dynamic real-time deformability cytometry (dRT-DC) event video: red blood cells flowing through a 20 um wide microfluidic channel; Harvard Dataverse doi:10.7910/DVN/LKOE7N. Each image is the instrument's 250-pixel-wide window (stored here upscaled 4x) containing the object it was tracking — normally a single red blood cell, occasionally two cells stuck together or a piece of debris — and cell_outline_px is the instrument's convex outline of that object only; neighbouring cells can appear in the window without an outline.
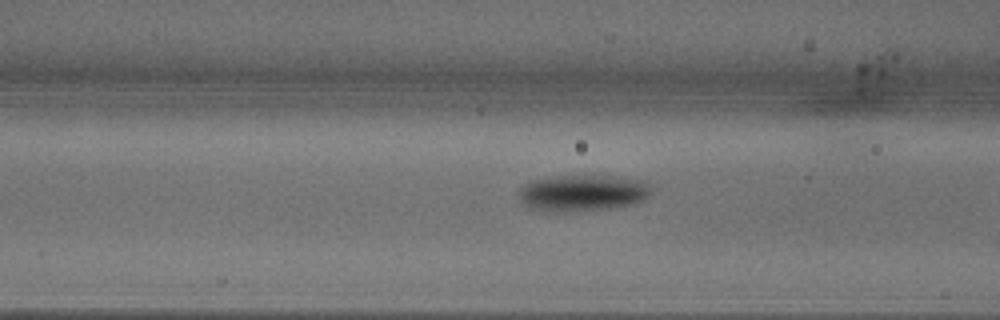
{"species": "common noctule bat (a hibernating species)", "species_latin": "Nyctalus noctula", "temperature_condition": "warm", "stored_images_in_passage": 7, "camera_frame_rate_fps": 3000, "um_per_image_px": 0.085, "animal": {"sex": "male", "body_mass_g": 18.8}, "frame": {"image": 1, "passage_image": 6, "time_ms": 1.667, "image_size_px": [1000, 320], "cell_outline_px": [[652, 184], [648, 196], [644, 200], [632, 204], [612, 208], [528, 208], [520, 200], [520, 188], [528, 180], [552, 176], [612, 176], [644, 180]], "centroid_in_image_um": [49.58, 16.32], "position_along_channel_um": 117.0, "area_um2": 27.05}}